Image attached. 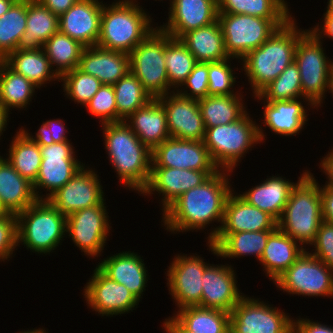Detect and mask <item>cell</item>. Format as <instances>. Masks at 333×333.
Listing matches in <instances>:
<instances>
[{"mask_svg": "<svg viewBox=\"0 0 333 333\" xmlns=\"http://www.w3.org/2000/svg\"><path fill=\"white\" fill-rule=\"evenodd\" d=\"M151 167L188 170H220L210 157L204 141L170 137L152 150Z\"/></svg>", "mask_w": 333, "mask_h": 333, "instance_id": "cell-18", "label": "cell"}, {"mask_svg": "<svg viewBox=\"0 0 333 333\" xmlns=\"http://www.w3.org/2000/svg\"><path fill=\"white\" fill-rule=\"evenodd\" d=\"M250 116L246 112L233 123L205 128L204 144L220 170L233 172L241 157L265 140L264 130Z\"/></svg>", "mask_w": 333, "mask_h": 333, "instance_id": "cell-6", "label": "cell"}, {"mask_svg": "<svg viewBox=\"0 0 333 333\" xmlns=\"http://www.w3.org/2000/svg\"><path fill=\"white\" fill-rule=\"evenodd\" d=\"M243 95L207 96L198 100L205 128L227 125L240 119L246 112Z\"/></svg>", "mask_w": 333, "mask_h": 333, "instance_id": "cell-37", "label": "cell"}, {"mask_svg": "<svg viewBox=\"0 0 333 333\" xmlns=\"http://www.w3.org/2000/svg\"><path fill=\"white\" fill-rule=\"evenodd\" d=\"M8 212L2 207L1 203H0V215H5Z\"/></svg>", "mask_w": 333, "mask_h": 333, "instance_id": "cell-63", "label": "cell"}, {"mask_svg": "<svg viewBox=\"0 0 333 333\" xmlns=\"http://www.w3.org/2000/svg\"><path fill=\"white\" fill-rule=\"evenodd\" d=\"M182 86L184 89H177V92L184 97L197 100L207 97L208 63L198 62Z\"/></svg>", "mask_w": 333, "mask_h": 333, "instance_id": "cell-49", "label": "cell"}, {"mask_svg": "<svg viewBox=\"0 0 333 333\" xmlns=\"http://www.w3.org/2000/svg\"><path fill=\"white\" fill-rule=\"evenodd\" d=\"M137 1L116 0L110 5L103 4L98 47L129 54L157 29Z\"/></svg>", "mask_w": 333, "mask_h": 333, "instance_id": "cell-4", "label": "cell"}, {"mask_svg": "<svg viewBox=\"0 0 333 333\" xmlns=\"http://www.w3.org/2000/svg\"><path fill=\"white\" fill-rule=\"evenodd\" d=\"M179 39L193 54L197 62L211 63L230 58L225 50L223 31L218 20L188 31Z\"/></svg>", "mask_w": 333, "mask_h": 333, "instance_id": "cell-33", "label": "cell"}, {"mask_svg": "<svg viewBox=\"0 0 333 333\" xmlns=\"http://www.w3.org/2000/svg\"><path fill=\"white\" fill-rule=\"evenodd\" d=\"M84 166L47 201L66 218L76 211L100 205L104 192L99 175L94 169Z\"/></svg>", "mask_w": 333, "mask_h": 333, "instance_id": "cell-17", "label": "cell"}, {"mask_svg": "<svg viewBox=\"0 0 333 333\" xmlns=\"http://www.w3.org/2000/svg\"><path fill=\"white\" fill-rule=\"evenodd\" d=\"M105 201L74 212L66 218V235L87 257H100L111 230Z\"/></svg>", "mask_w": 333, "mask_h": 333, "instance_id": "cell-14", "label": "cell"}, {"mask_svg": "<svg viewBox=\"0 0 333 333\" xmlns=\"http://www.w3.org/2000/svg\"><path fill=\"white\" fill-rule=\"evenodd\" d=\"M17 247V218L16 214L0 215V262L12 258Z\"/></svg>", "mask_w": 333, "mask_h": 333, "instance_id": "cell-52", "label": "cell"}, {"mask_svg": "<svg viewBox=\"0 0 333 333\" xmlns=\"http://www.w3.org/2000/svg\"><path fill=\"white\" fill-rule=\"evenodd\" d=\"M274 284L279 290L292 296L333 298V271L306 250Z\"/></svg>", "mask_w": 333, "mask_h": 333, "instance_id": "cell-10", "label": "cell"}, {"mask_svg": "<svg viewBox=\"0 0 333 333\" xmlns=\"http://www.w3.org/2000/svg\"><path fill=\"white\" fill-rule=\"evenodd\" d=\"M168 22L158 28L179 39L188 31L218 20L217 0H169Z\"/></svg>", "mask_w": 333, "mask_h": 333, "instance_id": "cell-23", "label": "cell"}, {"mask_svg": "<svg viewBox=\"0 0 333 333\" xmlns=\"http://www.w3.org/2000/svg\"><path fill=\"white\" fill-rule=\"evenodd\" d=\"M85 46L58 31L44 44L43 50L50 60V64L59 77L79 66L80 58Z\"/></svg>", "mask_w": 333, "mask_h": 333, "instance_id": "cell-41", "label": "cell"}, {"mask_svg": "<svg viewBox=\"0 0 333 333\" xmlns=\"http://www.w3.org/2000/svg\"><path fill=\"white\" fill-rule=\"evenodd\" d=\"M110 164L120 183L140 193L146 188L152 166V151L124 122L101 124Z\"/></svg>", "mask_w": 333, "mask_h": 333, "instance_id": "cell-2", "label": "cell"}, {"mask_svg": "<svg viewBox=\"0 0 333 333\" xmlns=\"http://www.w3.org/2000/svg\"><path fill=\"white\" fill-rule=\"evenodd\" d=\"M9 111L0 105V137L3 135V132L6 131L7 121L9 122ZM1 140V138H0Z\"/></svg>", "mask_w": 333, "mask_h": 333, "instance_id": "cell-59", "label": "cell"}, {"mask_svg": "<svg viewBox=\"0 0 333 333\" xmlns=\"http://www.w3.org/2000/svg\"><path fill=\"white\" fill-rule=\"evenodd\" d=\"M297 183L282 176H269L259 185L238 194L247 203L267 212L278 221L288 202L290 192Z\"/></svg>", "mask_w": 333, "mask_h": 333, "instance_id": "cell-30", "label": "cell"}, {"mask_svg": "<svg viewBox=\"0 0 333 333\" xmlns=\"http://www.w3.org/2000/svg\"><path fill=\"white\" fill-rule=\"evenodd\" d=\"M276 228L277 221L271 215L250 205L233 190L225 202L222 225L211 229L207 242H211L218 233L265 231Z\"/></svg>", "mask_w": 333, "mask_h": 333, "instance_id": "cell-21", "label": "cell"}, {"mask_svg": "<svg viewBox=\"0 0 333 333\" xmlns=\"http://www.w3.org/2000/svg\"><path fill=\"white\" fill-rule=\"evenodd\" d=\"M164 56L169 85L174 91H177V88L182 87L198 62L181 40L177 38H171L165 44Z\"/></svg>", "mask_w": 333, "mask_h": 333, "instance_id": "cell-44", "label": "cell"}, {"mask_svg": "<svg viewBox=\"0 0 333 333\" xmlns=\"http://www.w3.org/2000/svg\"><path fill=\"white\" fill-rule=\"evenodd\" d=\"M298 243L278 227L269 235L259 262L272 282L284 273L303 251L307 250Z\"/></svg>", "mask_w": 333, "mask_h": 333, "instance_id": "cell-31", "label": "cell"}, {"mask_svg": "<svg viewBox=\"0 0 333 333\" xmlns=\"http://www.w3.org/2000/svg\"><path fill=\"white\" fill-rule=\"evenodd\" d=\"M322 221L320 185L314 175L305 170L290 192L277 227L305 247L316 239Z\"/></svg>", "mask_w": 333, "mask_h": 333, "instance_id": "cell-5", "label": "cell"}, {"mask_svg": "<svg viewBox=\"0 0 333 333\" xmlns=\"http://www.w3.org/2000/svg\"><path fill=\"white\" fill-rule=\"evenodd\" d=\"M177 310L173 317L191 333H230L229 312L200 306Z\"/></svg>", "mask_w": 333, "mask_h": 333, "instance_id": "cell-38", "label": "cell"}, {"mask_svg": "<svg viewBox=\"0 0 333 333\" xmlns=\"http://www.w3.org/2000/svg\"><path fill=\"white\" fill-rule=\"evenodd\" d=\"M113 87L117 105V122L125 121L137 109L144 107L153 99L130 71Z\"/></svg>", "mask_w": 333, "mask_h": 333, "instance_id": "cell-42", "label": "cell"}, {"mask_svg": "<svg viewBox=\"0 0 333 333\" xmlns=\"http://www.w3.org/2000/svg\"><path fill=\"white\" fill-rule=\"evenodd\" d=\"M14 72L21 74L40 89L49 81H60L44 50H15L2 60Z\"/></svg>", "mask_w": 333, "mask_h": 333, "instance_id": "cell-35", "label": "cell"}, {"mask_svg": "<svg viewBox=\"0 0 333 333\" xmlns=\"http://www.w3.org/2000/svg\"><path fill=\"white\" fill-rule=\"evenodd\" d=\"M321 167L322 172L327 175V181L324 185L333 186V149L328 151V154L321 158L319 168Z\"/></svg>", "mask_w": 333, "mask_h": 333, "instance_id": "cell-57", "label": "cell"}, {"mask_svg": "<svg viewBox=\"0 0 333 333\" xmlns=\"http://www.w3.org/2000/svg\"><path fill=\"white\" fill-rule=\"evenodd\" d=\"M103 1L78 0L59 17V31L85 47L96 46L100 36Z\"/></svg>", "mask_w": 333, "mask_h": 333, "instance_id": "cell-24", "label": "cell"}, {"mask_svg": "<svg viewBox=\"0 0 333 333\" xmlns=\"http://www.w3.org/2000/svg\"><path fill=\"white\" fill-rule=\"evenodd\" d=\"M35 89L38 90L27 78L14 72L0 60V105L10 113L14 108L26 109L32 101Z\"/></svg>", "mask_w": 333, "mask_h": 333, "instance_id": "cell-40", "label": "cell"}, {"mask_svg": "<svg viewBox=\"0 0 333 333\" xmlns=\"http://www.w3.org/2000/svg\"><path fill=\"white\" fill-rule=\"evenodd\" d=\"M294 333H333V326L314 322L306 317L293 319Z\"/></svg>", "mask_w": 333, "mask_h": 333, "instance_id": "cell-53", "label": "cell"}, {"mask_svg": "<svg viewBox=\"0 0 333 333\" xmlns=\"http://www.w3.org/2000/svg\"><path fill=\"white\" fill-rule=\"evenodd\" d=\"M139 254L131 251H122L107 258L97 265L108 277L131 291L141 301L146 290L148 271L144 260Z\"/></svg>", "mask_w": 333, "mask_h": 333, "instance_id": "cell-26", "label": "cell"}, {"mask_svg": "<svg viewBox=\"0 0 333 333\" xmlns=\"http://www.w3.org/2000/svg\"><path fill=\"white\" fill-rule=\"evenodd\" d=\"M19 333H49L48 331L46 332V330L45 329H43V328H38V329H28V330H22V331H20Z\"/></svg>", "mask_w": 333, "mask_h": 333, "instance_id": "cell-62", "label": "cell"}, {"mask_svg": "<svg viewBox=\"0 0 333 333\" xmlns=\"http://www.w3.org/2000/svg\"><path fill=\"white\" fill-rule=\"evenodd\" d=\"M83 290L87 306L101 316L129 313L140 302L125 285L108 277L98 266Z\"/></svg>", "mask_w": 333, "mask_h": 333, "instance_id": "cell-15", "label": "cell"}, {"mask_svg": "<svg viewBox=\"0 0 333 333\" xmlns=\"http://www.w3.org/2000/svg\"><path fill=\"white\" fill-rule=\"evenodd\" d=\"M166 333H191L186 330L174 317L166 318L163 322Z\"/></svg>", "mask_w": 333, "mask_h": 333, "instance_id": "cell-58", "label": "cell"}, {"mask_svg": "<svg viewBox=\"0 0 333 333\" xmlns=\"http://www.w3.org/2000/svg\"><path fill=\"white\" fill-rule=\"evenodd\" d=\"M322 198V217L324 221L333 224V186H320Z\"/></svg>", "mask_w": 333, "mask_h": 333, "instance_id": "cell-55", "label": "cell"}, {"mask_svg": "<svg viewBox=\"0 0 333 333\" xmlns=\"http://www.w3.org/2000/svg\"><path fill=\"white\" fill-rule=\"evenodd\" d=\"M59 31V17L38 0H27L26 29L18 50H38Z\"/></svg>", "mask_w": 333, "mask_h": 333, "instance_id": "cell-34", "label": "cell"}, {"mask_svg": "<svg viewBox=\"0 0 333 333\" xmlns=\"http://www.w3.org/2000/svg\"><path fill=\"white\" fill-rule=\"evenodd\" d=\"M274 230L244 231L237 233H218L208 242L209 251L223 258L255 256L260 261L269 235Z\"/></svg>", "mask_w": 333, "mask_h": 333, "instance_id": "cell-29", "label": "cell"}, {"mask_svg": "<svg viewBox=\"0 0 333 333\" xmlns=\"http://www.w3.org/2000/svg\"><path fill=\"white\" fill-rule=\"evenodd\" d=\"M231 171L219 170L200 186L191 188L176 199L163 213L166 230L177 232L197 231L224 217L225 202L233 191L230 184Z\"/></svg>", "mask_w": 333, "mask_h": 333, "instance_id": "cell-1", "label": "cell"}, {"mask_svg": "<svg viewBox=\"0 0 333 333\" xmlns=\"http://www.w3.org/2000/svg\"><path fill=\"white\" fill-rule=\"evenodd\" d=\"M294 17L278 28L260 47L251 50L240 61L248 77L252 95H257L284 69L294 61L295 48L299 38L308 30L298 28Z\"/></svg>", "mask_w": 333, "mask_h": 333, "instance_id": "cell-3", "label": "cell"}, {"mask_svg": "<svg viewBox=\"0 0 333 333\" xmlns=\"http://www.w3.org/2000/svg\"><path fill=\"white\" fill-rule=\"evenodd\" d=\"M311 246L314 248L311 254L333 271V224L323 220Z\"/></svg>", "mask_w": 333, "mask_h": 333, "instance_id": "cell-50", "label": "cell"}, {"mask_svg": "<svg viewBox=\"0 0 333 333\" xmlns=\"http://www.w3.org/2000/svg\"><path fill=\"white\" fill-rule=\"evenodd\" d=\"M85 108L89 114L99 118L101 124L116 123L117 105L113 85H102Z\"/></svg>", "mask_w": 333, "mask_h": 333, "instance_id": "cell-48", "label": "cell"}, {"mask_svg": "<svg viewBox=\"0 0 333 333\" xmlns=\"http://www.w3.org/2000/svg\"><path fill=\"white\" fill-rule=\"evenodd\" d=\"M78 68L99 79L103 85H114L130 71L129 54L97 45L85 47Z\"/></svg>", "mask_w": 333, "mask_h": 333, "instance_id": "cell-27", "label": "cell"}, {"mask_svg": "<svg viewBox=\"0 0 333 333\" xmlns=\"http://www.w3.org/2000/svg\"><path fill=\"white\" fill-rule=\"evenodd\" d=\"M16 218L17 246L23 242L35 254L52 253L66 236V217L47 200H37Z\"/></svg>", "mask_w": 333, "mask_h": 333, "instance_id": "cell-7", "label": "cell"}, {"mask_svg": "<svg viewBox=\"0 0 333 333\" xmlns=\"http://www.w3.org/2000/svg\"><path fill=\"white\" fill-rule=\"evenodd\" d=\"M63 119H54V120H47L42 123L38 131L35 133L36 135H32V133H28L29 131L24 129V127L21 129L33 140L35 141L39 146H48L54 143H61L68 140L66 134L68 133L66 131V126H64Z\"/></svg>", "mask_w": 333, "mask_h": 333, "instance_id": "cell-51", "label": "cell"}, {"mask_svg": "<svg viewBox=\"0 0 333 333\" xmlns=\"http://www.w3.org/2000/svg\"><path fill=\"white\" fill-rule=\"evenodd\" d=\"M323 24L321 26L316 24L309 30L320 40L328 37L333 40V7L327 6L326 12L323 14ZM312 29V30H311ZM323 36V37H322Z\"/></svg>", "mask_w": 333, "mask_h": 333, "instance_id": "cell-54", "label": "cell"}, {"mask_svg": "<svg viewBox=\"0 0 333 333\" xmlns=\"http://www.w3.org/2000/svg\"><path fill=\"white\" fill-rule=\"evenodd\" d=\"M257 101L262 100L263 105V125L267 126L272 133L281 136L297 135L304 129L309 118L308 110L303 106V101L307 102L308 108H316L307 98H299L288 101H264L258 94L253 95ZM302 99L303 101H301Z\"/></svg>", "mask_w": 333, "mask_h": 333, "instance_id": "cell-25", "label": "cell"}, {"mask_svg": "<svg viewBox=\"0 0 333 333\" xmlns=\"http://www.w3.org/2000/svg\"><path fill=\"white\" fill-rule=\"evenodd\" d=\"M217 3L218 13L246 14L270 19L278 28L294 17L285 0H217Z\"/></svg>", "mask_w": 333, "mask_h": 333, "instance_id": "cell-36", "label": "cell"}, {"mask_svg": "<svg viewBox=\"0 0 333 333\" xmlns=\"http://www.w3.org/2000/svg\"><path fill=\"white\" fill-rule=\"evenodd\" d=\"M327 6H331V7H333V0H328V2H327Z\"/></svg>", "mask_w": 333, "mask_h": 333, "instance_id": "cell-64", "label": "cell"}, {"mask_svg": "<svg viewBox=\"0 0 333 333\" xmlns=\"http://www.w3.org/2000/svg\"><path fill=\"white\" fill-rule=\"evenodd\" d=\"M288 333H294V330H293V328L288 332Z\"/></svg>", "mask_w": 333, "mask_h": 333, "instance_id": "cell-65", "label": "cell"}, {"mask_svg": "<svg viewBox=\"0 0 333 333\" xmlns=\"http://www.w3.org/2000/svg\"><path fill=\"white\" fill-rule=\"evenodd\" d=\"M218 171L151 167L148 184L141 194L152 196L158 192L162 196L161 210L164 212L183 193L200 186Z\"/></svg>", "mask_w": 333, "mask_h": 333, "instance_id": "cell-19", "label": "cell"}, {"mask_svg": "<svg viewBox=\"0 0 333 333\" xmlns=\"http://www.w3.org/2000/svg\"><path fill=\"white\" fill-rule=\"evenodd\" d=\"M322 44V41L308 29L299 38L294 54V61L300 72L302 95L316 107V110L325 99L333 65V60L327 57Z\"/></svg>", "mask_w": 333, "mask_h": 333, "instance_id": "cell-9", "label": "cell"}, {"mask_svg": "<svg viewBox=\"0 0 333 333\" xmlns=\"http://www.w3.org/2000/svg\"><path fill=\"white\" fill-rule=\"evenodd\" d=\"M258 95L264 101H288L303 98L298 65L293 61Z\"/></svg>", "mask_w": 333, "mask_h": 333, "instance_id": "cell-45", "label": "cell"}, {"mask_svg": "<svg viewBox=\"0 0 333 333\" xmlns=\"http://www.w3.org/2000/svg\"><path fill=\"white\" fill-rule=\"evenodd\" d=\"M40 152L42 160L33 190L38 200H47L83 168L85 163L78 161L70 141L40 146ZM41 188L49 193L42 194L39 191Z\"/></svg>", "mask_w": 333, "mask_h": 333, "instance_id": "cell-12", "label": "cell"}, {"mask_svg": "<svg viewBox=\"0 0 333 333\" xmlns=\"http://www.w3.org/2000/svg\"><path fill=\"white\" fill-rule=\"evenodd\" d=\"M233 269V266L228 264H210L204 270L201 302L197 306L232 312L245 295L238 289Z\"/></svg>", "mask_w": 333, "mask_h": 333, "instance_id": "cell-22", "label": "cell"}, {"mask_svg": "<svg viewBox=\"0 0 333 333\" xmlns=\"http://www.w3.org/2000/svg\"><path fill=\"white\" fill-rule=\"evenodd\" d=\"M27 0H17L0 17V60L17 50L26 29Z\"/></svg>", "mask_w": 333, "mask_h": 333, "instance_id": "cell-43", "label": "cell"}, {"mask_svg": "<svg viewBox=\"0 0 333 333\" xmlns=\"http://www.w3.org/2000/svg\"><path fill=\"white\" fill-rule=\"evenodd\" d=\"M172 37L158 27L129 53L130 72L153 99L174 92L165 65V44Z\"/></svg>", "mask_w": 333, "mask_h": 333, "instance_id": "cell-8", "label": "cell"}, {"mask_svg": "<svg viewBox=\"0 0 333 333\" xmlns=\"http://www.w3.org/2000/svg\"><path fill=\"white\" fill-rule=\"evenodd\" d=\"M124 122L151 151L171 137L165 109L157 99L137 109Z\"/></svg>", "mask_w": 333, "mask_h": 333, "instance_id": "cell-28", "label": "cell"}, {"mask_svg": "<svg viewBox=\"0 0 333 333\" xmlns=\"http://www.w3.org/2000/svg\"><path fill=\"white\" fill-rule=\"evenodd\" d=\"M63 82V92L66 98L71 99L77 105L80 103L83 107L98 92L103 85L102 82L94 76L84 73L78 67L64 73L60 77Z\"/></svg>", "mask_w": 333, "mask_h": 333, "instance_id": "cell-46", "label": "cell"}, {"mask_svg": "<svg viewBox=\"0 0 333 333\" xmlns=\"http://www.w3.org/2000/svg\"><path fill=\"white\" fill-rule=\"evenodd\" d=\"M38 199L33 184L23 178L8 162L0 156V203L12 214L24 211Z\"/></svg>", "mask_w": 333, "mask_h": 333, "instance_id": "cell-32", "label": "cell"}, {"mask_svg": "<svg viewBox=\"0 0 333 333\" xmlns=\"http://www.w3.org/2000/svg\"><path fill=\"white\" fill-rule=\"evenodd\" d=\"M288 314L244 295L230 313V333H288L293 328Z\"/></svg>", "mask_w": 333, "mask_h": 333, "instance_id": "cell-13", "label": "cell"}, {"mask_svg": "<svg viewBox=\"0 0 333 333\" xmlns=\"http://www.w3.org/2000/svg\"><path fill=\"white\" fill-rule=\"evenodd\" d=\"M224 46L229 57L241 60L260 47L278 27L270 20L246 14L218 13Z\"/></svg>", "mask_w": 333, "mask_h": 333, "instance_id": "cell-11", "label": "cell"}, {"mask_svg": "<svg viewBox=\"0 0 333 333\" xmlns=\"http://www.w3.org/2000/svg\"><path fill=\"white\" fill-rule=\"evenodd\" d=\"M17 0H0V17L9 11Z\"/></svg>", "mask_w": 333, "mask_h": 333, "instance_id": "cell-60", "label": "cell"}, {"mask_svg": "<svg viewBox=\"0 0 333 333\" xmlns=\"http://www.w3.org/2000/svg\"><path fill=\"white\" fill-rule=\"evenodd\" d=\"M8 162L25 179L34 184L41 164L40 146L21 128L9 144Z\"/></svg>", "mask_w": 333, "mask_h": 333, "instance_id": "cell-39", "label": "cell"}, {"mask_svg": "<svg viewBox=\"0 0 333 333\" xmlns=\"http://www.w3.org/2000/svg\"><path fill=\"white\" fill-rule=\"evenodd\" d=\"M236 58H227L219 62L208 63V96L234 95L233 86L236 83L234 70L230 61Z\"/></svg>", "mask_w": 333, "mask_h": 333, "instance_id": "cell-47", "label": "cell"}, {"mask_svg": "<svg viewBox=\"0 0 333 333\" xmlns=\"http://www.w3.org/2000/svg\"><path fill=\"white\" fill-rule=\"evenodd\" d=\"M156 99L165 109L171 137L188 141L204 140L206 129L197 99L184 97L177 91Z\"/></svg>", "mask_w": 333, "mask_h": 333, "instance_id": "cell-20", "label": "cell"}, {"mask_svg": "<svg viewBox=\"0 0 333 333\" xmlns=\"http://www.w3.org/2000/svg\"><path fill=\"white\" fill-rule=\"evenodd\" d=\"M43 6L52 13L60 17L69 8H71L78 0H38Z\"/></svg>", "mask_w": 333, "mask_h": 333, "instance_id": "cell-56", "label": "cell"}, {"mask_svg": "<svg viewBox=\"0 0 333 333\" xmlns=\"http://www.w3.org/2000/svg\"><path fill=\"white\" fill-rule=\"evenodd\" d=\"M328 93H332L333 96V65L330 71L329 83H328Z\"/></svg>", "mask_w": 333, "mask_h": 333, "instance_id": "cell-61", "label": "cell"}, {"mask_svg": "<svg viewBox=\"0 0 333 333\" xmlns=\"http://www.w3.org/2000/svg\"><path fill=\"white\" fill-rule=\"evenodd\" d=\"M196 255L177 254L167 268V286L177 309L197 306L201 302L202 276L210 263Z\"/></svg>", "mask_w": 333, "mask_h": 333, "instance_id": "cell-16", "label": "cell"}]
</instances>
